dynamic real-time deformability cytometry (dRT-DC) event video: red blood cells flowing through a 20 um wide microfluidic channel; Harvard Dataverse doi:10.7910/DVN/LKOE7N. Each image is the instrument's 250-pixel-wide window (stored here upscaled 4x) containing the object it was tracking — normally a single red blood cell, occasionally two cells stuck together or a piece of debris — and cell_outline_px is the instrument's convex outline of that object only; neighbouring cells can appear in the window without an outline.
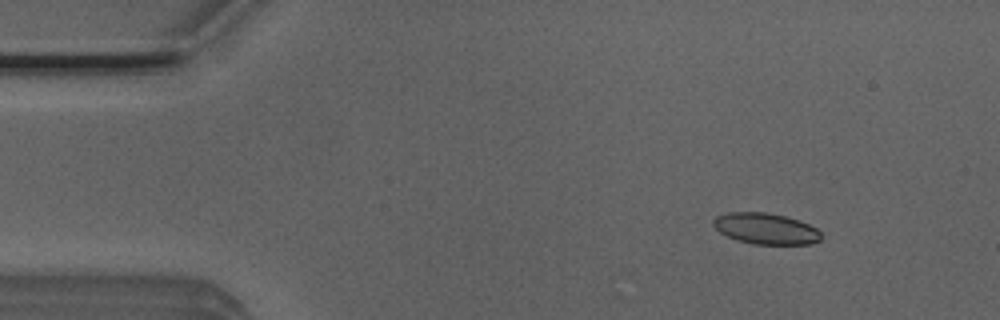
{"species": "Egyptian fruit bat (a non-hibernating species)", "species_latin": "Rousettus aegyptiacus", "temperature_condition": "room temperature", "stored_images_in_passage": 5, "camera_frame_rate_fps": 3000, "um_per_image_px": 0.085, "animal": {"sex": "male"}, "frame": {"image": 1, "passage_image": 2, "time_ms": 0.333, "image_size_px": [1000, 320], "cell_outline_px": [[824, 236], [820, 240], [812, 244], [752, 244], [736, 240], [720, 232], [712, 224], [712, 220], [716, 216], [728, 212], [768, 212], [800, 220], [816, 228]], "centroid_in_image_um": [65.1, 19.43], "position_along_channel_um": 19.9, "area_um2": 19.71}}
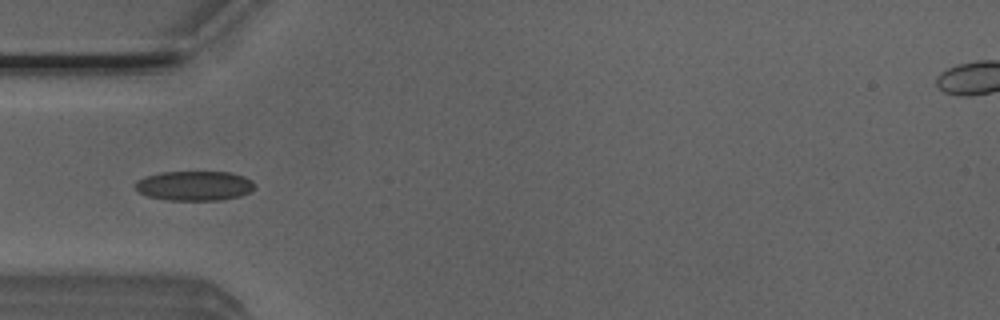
{"frame": {"image": 2, "passage_image": 5, "time_ms": 1.333, "image_size_px": [1000, 320], "cell_outline_px": [[256, 184], [248, 192], [240, 196], [220, 200], [164, 200], [148, 196], [140, 192], [132, 184], [136, 180], [160, 172], [232, 172], [244, 176], [252, 180]], "centroid_in_image_um": [16.51, 15.79], "position_along_channel_um": 68.5, "area_um2": 20.69}}